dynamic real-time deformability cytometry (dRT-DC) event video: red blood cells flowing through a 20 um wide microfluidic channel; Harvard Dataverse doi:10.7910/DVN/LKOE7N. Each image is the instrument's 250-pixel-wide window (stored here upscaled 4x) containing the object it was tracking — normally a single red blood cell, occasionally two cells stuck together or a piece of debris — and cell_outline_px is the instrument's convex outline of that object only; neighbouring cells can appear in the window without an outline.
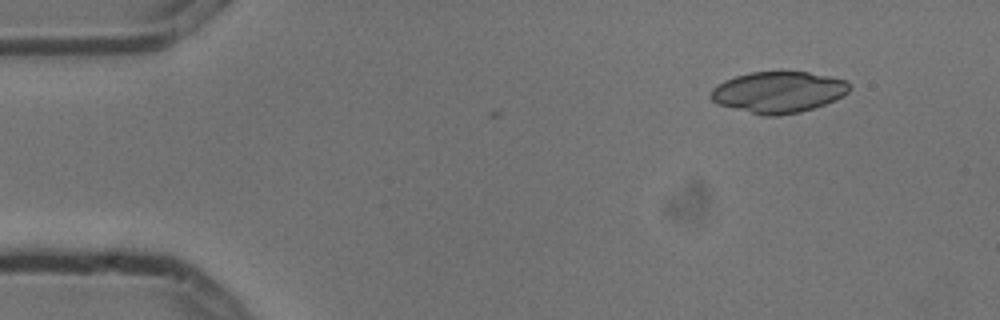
{"species": "common noctule bat (a hibernating species)", "species_latin": "Nyctalus noctula", "temperature_condition": "cold", "stored_images_in_passage": 4, "camera_frame_rate_fps": 3000, "um_per_image_px": 0.085, "animal": {"sex": "male", "body_mass_g": 13.3}, "frame": {"image": 1, "passage_image": 4, "time_ms": 1.0, "image_size_px": [1000, 320], "cell_outline_px": [[852, 88], [844, 96], [836, 100], [800, 112], [776, 116], [764, 116], [716, 104], [708, 96], [712, 88], [724, 80], [736, 76], [752, 72], [808, 72], [848, 80], [852, 84]], "centroid_in_image_um": [66.18, 7.83], "position_along_channel_um": 18.8, "area_um2": 33.58}}